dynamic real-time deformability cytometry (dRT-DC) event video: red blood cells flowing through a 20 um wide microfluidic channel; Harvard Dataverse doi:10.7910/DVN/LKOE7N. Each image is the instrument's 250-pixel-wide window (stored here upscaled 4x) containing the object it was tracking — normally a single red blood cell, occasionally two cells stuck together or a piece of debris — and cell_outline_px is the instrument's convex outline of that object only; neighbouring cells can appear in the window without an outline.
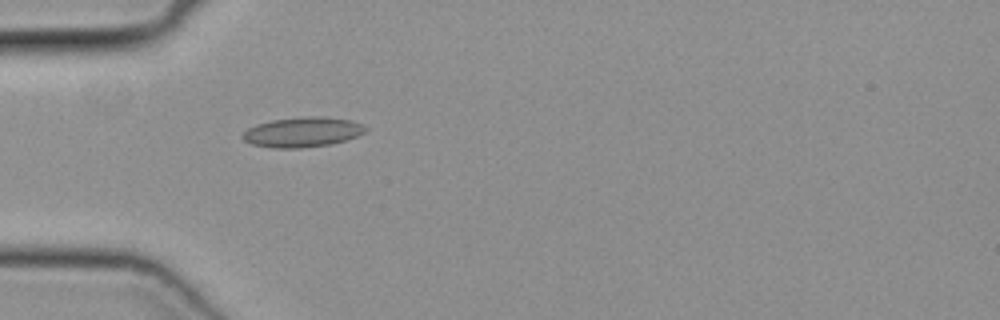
{"species": "common noctule bat (a hibernating species)", "species_latin": "Nyctalus noctula", "temperature_condition": "cold", "stored_images_in_passage": 35, "camera_frame_rate_fps": 3000, "um_per_image_px": 0.085, "animal": {"sex": "female", "body_mass_g": 19.3, "forearm_length_mm": 54.1}, "frame": {"image": 1, "passage_image": 1, "time_ms": 0.0, "image_size_px": [1000, 320], "cell_outline_px": [[368, 128], [364, 132], [348, 140], [332, 144], [300, 148], [272, 148], [252, 144], [244, 140], [240, 136], [248, 128], [256, 124], [272, 120], [308, 116], [320, 116], [352, 120]], "centroid_in_image_um": [25.71, 11.23], "position_along_channel_um": 59.3, "area_um2": 21.5}}
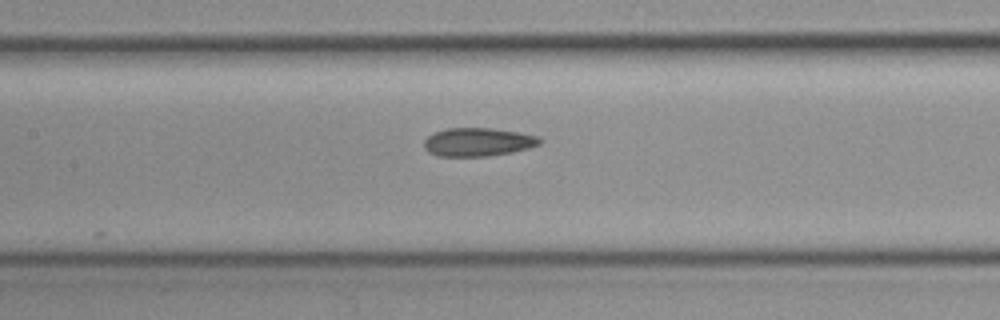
{"frame": {"image": 2, "passage_image": 9, "time_ms": 2.667, "image_size_px": [1000, 320], "cell_outline_px": [[544, 140], [540, 144], [528, 148], [512, 152], [484, 156], [440, 156], [428, 152], [424, 148], [424, 140], [428, 136], [436, 132], [448, 128], [492, 128], [520, 132], [540, 136]], "centroid_in_image_um": [40.67, 12.06], "position_along_channel_um": 166.7, "area_um2": 19.19}}
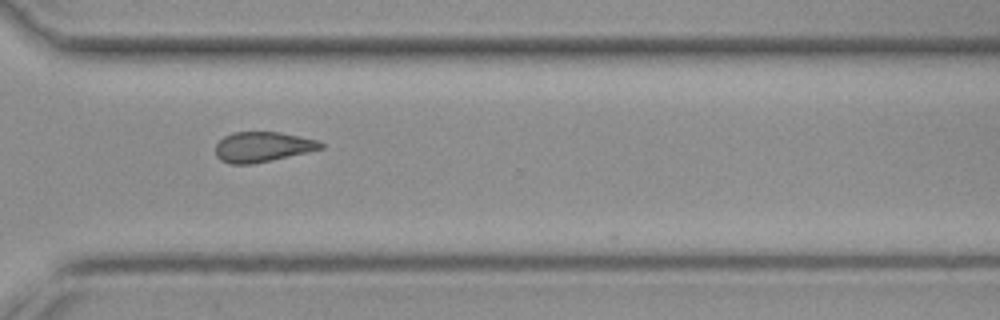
{"frame": {"image": 3, "passage_image": 22, "time_ms": 7.0, "image_size_px": [1000, 320], "cell_outline_px": [[324, 148], [252, 164], [228, 164], [220, 160], [216, 156], [216, 144], [224, 136], [232, 132], [280, 132], [316, 140], [324, 144]], "centroid_in_image_um": [22.27, 12.48], "position_along_channel_um": 348.3, "area_um2": 18.32}}